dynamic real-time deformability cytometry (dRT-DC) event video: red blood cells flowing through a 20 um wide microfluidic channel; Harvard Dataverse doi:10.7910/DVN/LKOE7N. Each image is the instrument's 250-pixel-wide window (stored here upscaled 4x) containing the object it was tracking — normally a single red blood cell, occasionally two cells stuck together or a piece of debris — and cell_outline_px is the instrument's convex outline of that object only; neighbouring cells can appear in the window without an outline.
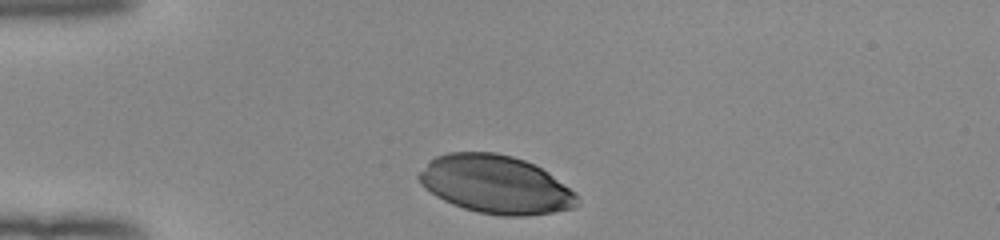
{"species": "human", "species_latin": "Homo sapiens", "temperature_condition": "room temperature", "stored_images_in_passage": 31, "camera_frame_rate_fps": 3000, "um_per_image_px": 0.085, "donor": {"sex": "female"}, "frame": {"image": 1, "passage_image": 1, "time_ms": 0.0, "image_size_px": [1000, 240], "cell_outline_px": [[576, 204], [572, 208], [552, 212], [524, 216], [500, 216], [476, 212], [452, 204], [436, 196], [420, 184], [416, 176], [436, 156], [448, 152], [496, 152], [512, 156], [524, 160], [548, 172], [576, 192]], "centroid_in_image_um": [42.11, 15.68], "position_along_channel_um": 42.9, "area_um2": 53.35}}
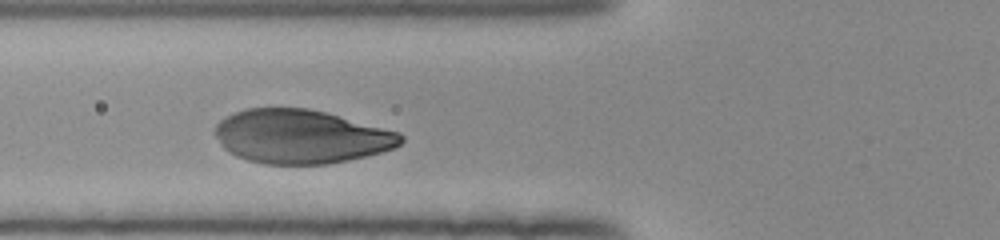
{"frame": {"image": 2, "passage_image": 8, "time_ms": 2.333, "image_size_px": [1000, 240], "cell_outline_px": [[404, 140], [396, 148], [348, 160], [328, 164], [264, 164], [248, 160], [236, 156], [228, 152], [224, 148], [216, 136], [216, 124], [224, 116], [248, 108], [308, 108], [324, 112], [400, 132], [404, 136]], "centroid_in_image_um": [25.58, 11.61], "position_along_channel_um": 100.2, "area_um2": 58.09}}
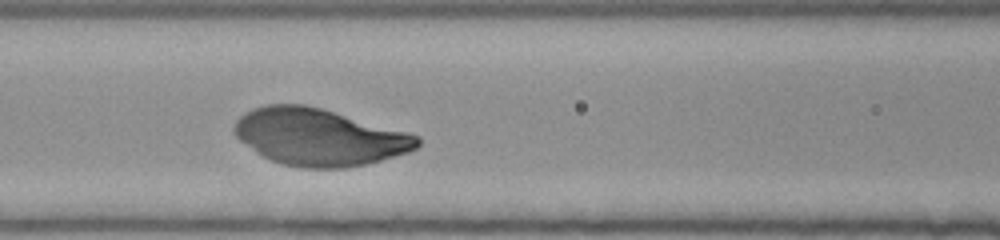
{"frame": {"image": 3, "passage_image": 11, "time_ms": 3.333, "image_size_px": [1000, 240], "cell_outline_px": [[420, 144], [416, 148], [408, 152], [380, 160], [364, 164], [344, 168], [304, 168], [284, 164], [272, 160], [256, 152], [240, 140], [232, 132], [232, 128], [236, 120], [244, 112], [252, 108], [264, 104], [304, 104], [320, 108], [420, 136]], "centroid_in_image_um": [27.07, 11.64], "position_along_channel_um": 139.5, "area_um2": 60.23}}